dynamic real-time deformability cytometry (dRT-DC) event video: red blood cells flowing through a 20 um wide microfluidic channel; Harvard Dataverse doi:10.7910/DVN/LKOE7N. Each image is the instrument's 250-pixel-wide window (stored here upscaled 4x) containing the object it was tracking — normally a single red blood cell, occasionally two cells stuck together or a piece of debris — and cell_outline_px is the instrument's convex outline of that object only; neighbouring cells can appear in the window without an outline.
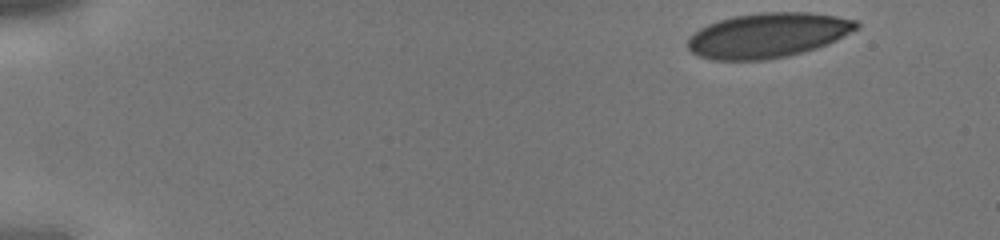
{"species": "human", "species_latin": "Homo sapiens", "temperature_condition": "cold", "stored_images_in_passage": 40, "camera_frame_rate_fps": 3000, "um_per_image_px": 0.085, "donor": {"sex": "male"}, "frame": {"image": 1, "passage_image": 1, "time_ms": 0.0, "image_size_px": [1000, 240], "cell_outline_px": [[860, 28], [828, 44], [816, 48], [788, 56], [764, 60], [712, 60], [700, 56], [692, 52], [688, 48], [688, 40], [700, 28], [708, 24], [732, 16], [764, 12], [808, 12], [836, 16], [856, 20], [860, 24]], "centroid_in_image_um": [65.31, 3.0], "position_along_channel_um": 19.7, "area_um2": 43.99}}
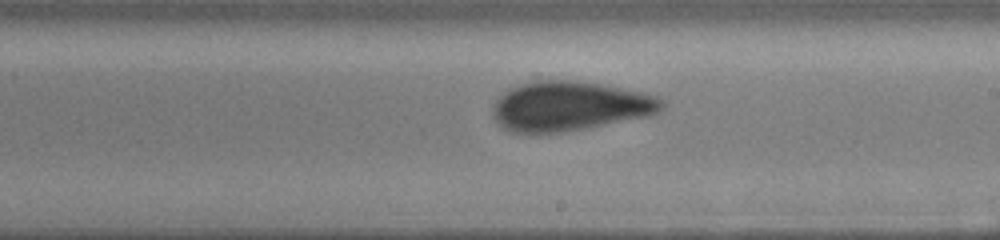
{"frame": {"image": 2, "passage_image": 23, "time_ms": 7.333, "image_size_px": [1000, 240], "cell_outline_px": [[664, 108], [648, 116], [584, 128], [560, 132], [508, 132], [496, 124], [492, 116], [492, 104], [508, 88], [524, 84], [548, 80], [572, 80], [600, 84], [640, 92], [656, 96], [664, 100]], "centroid_in_image_um": [48.37, 9.03], "position_along_channel_um": 240.6, "area_um2": 48.38}}
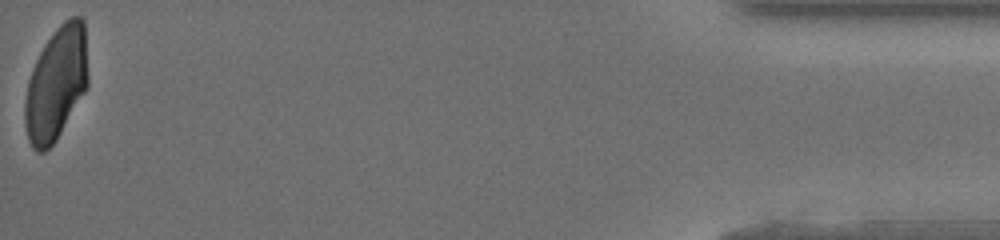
{"frame": {"image": 3, "passage_image": 40, "time_ms": 13.0, "image_size_px": [1000, 240], "cell_outline_px": [[88, 84], [84, 92], [56, 140], [44, 152], [36, 152], [32, 148], [28, 140], [24, 124], [24, 104], [28, 80], [32, 68], [44, 44], [56, 28], [64, 20], [72, 16], [80, 16], [84, 20], [88, 76]], "centroid_in_image_um": [4.76, 7.11], "position_along_channel_um": 430.4, "area_um2": 41.73}}